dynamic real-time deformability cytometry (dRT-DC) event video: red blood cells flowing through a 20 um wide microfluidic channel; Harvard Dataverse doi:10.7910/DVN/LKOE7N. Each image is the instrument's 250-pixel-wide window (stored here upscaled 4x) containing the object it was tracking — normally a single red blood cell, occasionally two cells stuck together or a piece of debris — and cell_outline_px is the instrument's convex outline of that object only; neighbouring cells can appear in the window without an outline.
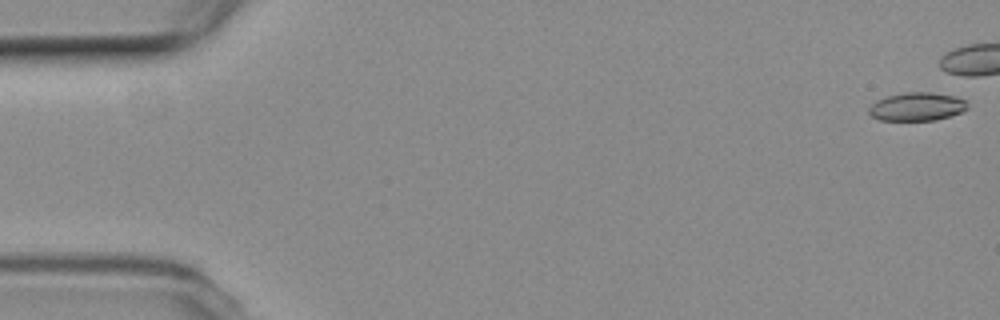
{"species": "common noctule bat (a hibernating species)", "species_latin": "Nyctalus noctula", "temperature_condition": "room temperature", "stored_images_in_passage": 14, "camera_frame_rate_fps": 3000, "um_per_image_px": 0.085, "animal": {"sex": "female", "body_mass_g": 19.3, "forearm_length_mm": 54.1}, "frame": {"image": 1, "passage_image": 1, "time_ms": 0.0, "image_size_px": [1000, 320], "cell_outline_px": [[968, 108], [960, 112], [936, 120], [880, 120], [872, 116], [868, 112], [868, 108], [876, 100], [888, 96], [904, 92], [932, 92], [956, 96], [964, 100]], "centroid_in_image_um": [77.92, 9.05], "position_along_channel_um": 7.1, "area_um2": 16.18}}